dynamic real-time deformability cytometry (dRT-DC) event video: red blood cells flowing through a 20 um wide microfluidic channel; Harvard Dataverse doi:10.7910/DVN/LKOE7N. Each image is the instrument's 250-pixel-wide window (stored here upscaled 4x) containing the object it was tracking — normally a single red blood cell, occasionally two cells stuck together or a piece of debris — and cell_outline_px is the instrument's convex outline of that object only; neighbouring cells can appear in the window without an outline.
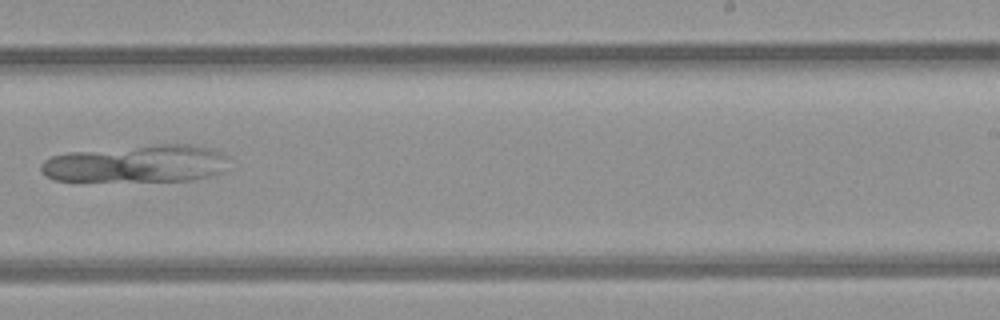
{"species": "common noctule bat (a hibernating species)", "species_latin": "Nyctalus noctula", "temperature_condition": "room temperature", "stored_images_in_passage": 7, "segment_of_instrument_passage": [2, 2], "camera_frame_rate_fps": 3000, "um_per_image_px": 0.085, "animal": {"sex": "female", "body_mass_g": 21.9}, "frame": {"image": 1, "passage_image": 7, "time_ms": 7.667, "image_size_px": [1000, 320], "cell_outline_px": [[228, 168], [224, 172], [192, 180], [52, 180], [44, 176], [40, 168], [40, 164], [44, 160], [52, 156], [68, 152], [160, 144], [192, 144], [216, 148], [228, 156]], "centroid_in_image_um": [11.68, 13.9], "position_along_channel_um": 277.3, "area_um2": 41.15}}